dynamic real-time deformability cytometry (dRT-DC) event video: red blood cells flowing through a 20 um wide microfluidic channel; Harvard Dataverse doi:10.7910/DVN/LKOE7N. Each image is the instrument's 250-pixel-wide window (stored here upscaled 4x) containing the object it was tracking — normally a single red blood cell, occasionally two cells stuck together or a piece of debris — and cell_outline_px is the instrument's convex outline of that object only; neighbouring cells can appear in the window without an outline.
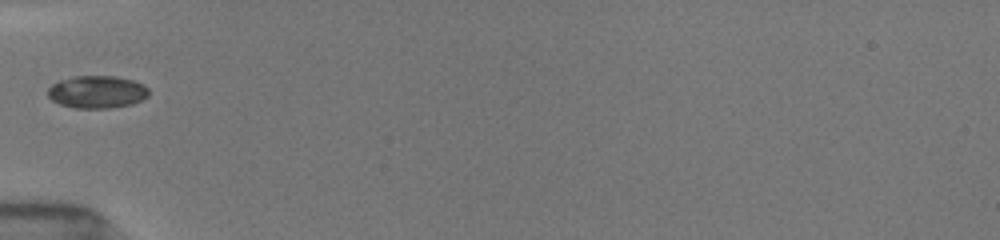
{"species": "common noctule bat (a hibernating species)", "species_latin": "Nyctalus noctula", "temperature_condition": "room temperature", "stored_images_in_passage": 8, "camera_frame_rate_fps": 3000, "um_per_image_px": 0.085, "animal": {"sex": "female", "body_mass_g": 19.5, "forearm_length_mm": 54.1}, "frame": {"image": 1, "passage_image": 1, "time_ms": 0.0, "image_size_px": [1000, 240], "cell_outline_px": [[148, 96], [132, 104], [108, 108], [76, 108], [60, 104], [52, 100], [48, 96], [48, 88], [52, 84], [60, 80], [72, 76], [116, 76], [132, 80], [144, 84], [148, 88]], "centroid_in_image_um": [8.24, 7.8], "position_along_channel_um": 76.8, "area_um2": 19.13}}